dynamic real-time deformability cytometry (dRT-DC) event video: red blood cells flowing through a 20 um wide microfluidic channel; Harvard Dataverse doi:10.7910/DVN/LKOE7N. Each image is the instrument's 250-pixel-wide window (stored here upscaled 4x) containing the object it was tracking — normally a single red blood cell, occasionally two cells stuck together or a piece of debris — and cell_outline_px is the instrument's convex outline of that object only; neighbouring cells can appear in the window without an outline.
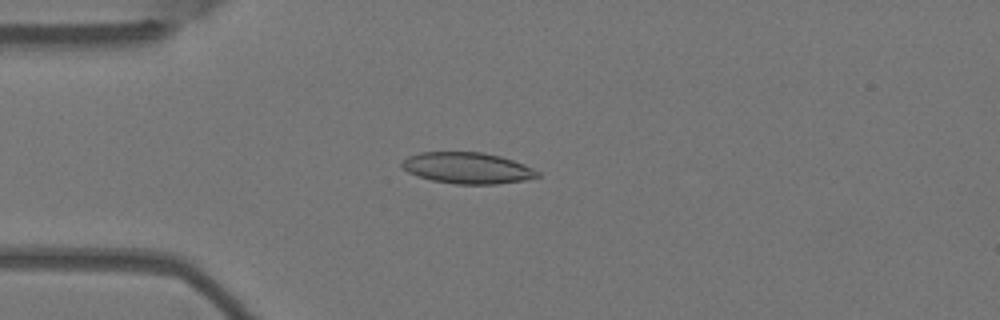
{"species": "Egyptian fruit bat (a non-hibernating species)", "species_latin": "Rousettus aegyptiacus", "temperature_condition": "warm", "stored_images_in_passage": 5, "camera_frame_rate_fps": 3000, "um_per_image_px": 0.085, "animal": {"sex": "female"}, "frame": {"image": 1, "passage_image": 4, "time_ms": 1.0, "image_size_px": [1000, 320], "cell_outline_px": [[540, 176], [524, 180], [496, 184], [456, 184], [432, 180], [416, 176], [408, 172], [400, 164], [408, 156], [420, 152], [480, 152], [500, 156], [524, 164], [540, 172]], "centroid_in_image_um": [39.72, 14.28], "position_along_channel_um": 45.3, "area_um2": 24.57}}
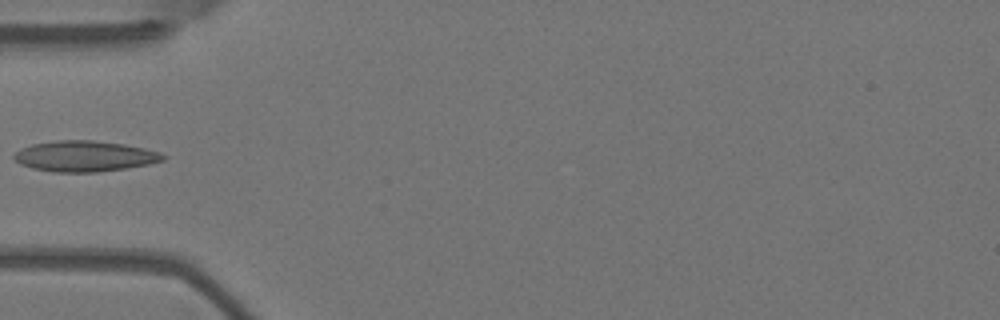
{"frame": {"image": 2, "passage_image": 5, "time_ms": 1.333, "image_size_px": [1000, 320], "cell_outline_px": [[168, 156], [164, 160], [148, 164], [124, 168], [96, 172], [52, 172], [32, 168], [20, 164], [12, 156], [20, 148], [32, 144], [56, 140], [92, 140], [124, 144], [144, 148], [160, 152]], "centroid_in_image_um": [7.18, 13.27], "position_along_channel_um": 77.8, "area_um2": 26.7}}